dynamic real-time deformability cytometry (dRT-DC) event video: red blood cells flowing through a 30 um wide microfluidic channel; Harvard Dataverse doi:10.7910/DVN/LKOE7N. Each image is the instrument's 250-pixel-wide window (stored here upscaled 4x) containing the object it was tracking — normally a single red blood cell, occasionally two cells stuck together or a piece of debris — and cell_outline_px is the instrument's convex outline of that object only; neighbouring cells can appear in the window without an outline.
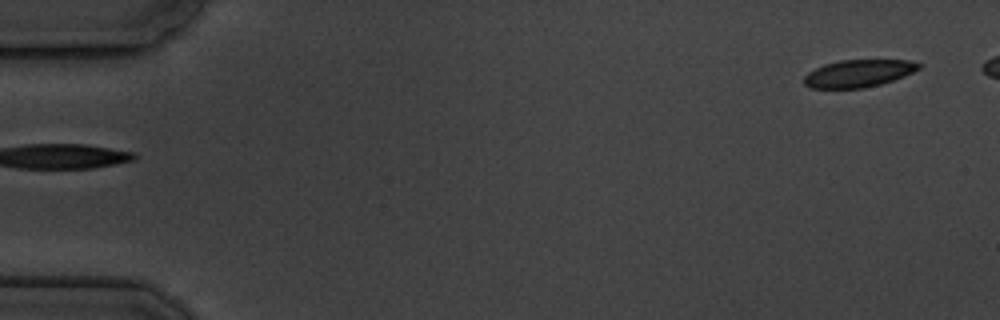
{"species": "common noctule bat (a hibernating species)", "species_latin": "Nyctalus noctula", "temperature_condition": "cold", "stored_images_in_passage": 5, "segment_of_instrument_passage": [2, 2], "camera_frame_rate_fps": 3000, "um_per_image_px": 0.085, "animal": {"sex": "male", "body_mass_g": 19.5, "forearm_length_mm": 54.6}, "frame": {"image": 1, "passage_image": 5, "time_ms": 4.667, "image_size_px": [1000, 320], "cell_outline_px": [[924, 64], [920, 68], [904, 76], [880, 84], [864, 88], [812, 88], [804, 84], [804, 76], [808, 72], [824, 64], [840, 60], [908, 60]], "centroid_in_image_um": [72.98, 6.23], "position_along_channel_um": 12.0, "area_um2": 18.26}}